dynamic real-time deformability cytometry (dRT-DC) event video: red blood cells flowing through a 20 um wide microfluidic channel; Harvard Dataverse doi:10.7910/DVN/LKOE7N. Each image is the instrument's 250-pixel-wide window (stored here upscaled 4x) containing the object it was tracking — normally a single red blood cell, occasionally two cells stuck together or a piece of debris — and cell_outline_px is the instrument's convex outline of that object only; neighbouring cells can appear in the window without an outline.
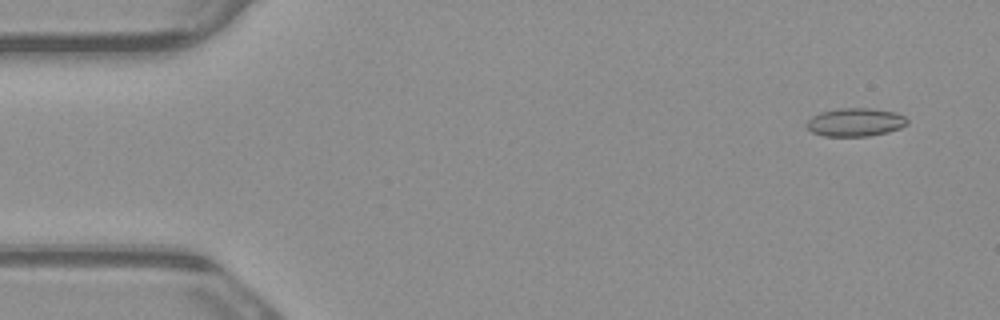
{"species": "common noctule bat (a hibernating species)", "species_latin": "Nyctalus noctula", "temperature_condition": "warm", "stored_images_in_passage": 5, "camera_frame_rate_fps": 3000, "um_per_image_px": 0.085, "animal": {"sex": "male", "body_mass_g": 23.1, "forearm_length_mm": 52.7}, "frame": {"image": 1, "passage_image": 1, "time_ms": 0.0, "image_size_px": [1000, 320], "cell_outline_px": [[908, 124], [900, 128], [888, 132], [868, 136], [824, 136], [812, 132], [808, 128], [808, 120], [812, 116], [820, 112], [836, 108], [872, 108], [896, 112], [904, 116], [908, 120]], "centroid_in_image_um": [72.73, 10.38], "position_along_channel_um": 12.3, "area_um2": 16.65}}
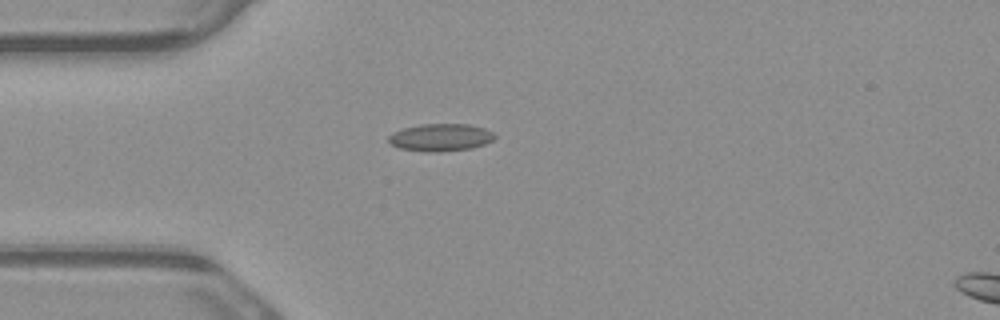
{"frame": {"image": 2, "passage_image": 4, "time_ms": 1.0, "image_size_px": [1000, 320], "cell_outline_px": [[496, 136], [492, 140], [484, 144], [472, 148], [440, 152], [424, 152], [400, 148], [392, 144], [388, 140], [388, 136], [392, 132], [404, 128], [420, 124], [468, 124], [484, 128], [496, 132]], "centroid_in_image_um": [37.47, 11.68], "position_along_channel_um": 47.5, "area_um2": 17.11}}